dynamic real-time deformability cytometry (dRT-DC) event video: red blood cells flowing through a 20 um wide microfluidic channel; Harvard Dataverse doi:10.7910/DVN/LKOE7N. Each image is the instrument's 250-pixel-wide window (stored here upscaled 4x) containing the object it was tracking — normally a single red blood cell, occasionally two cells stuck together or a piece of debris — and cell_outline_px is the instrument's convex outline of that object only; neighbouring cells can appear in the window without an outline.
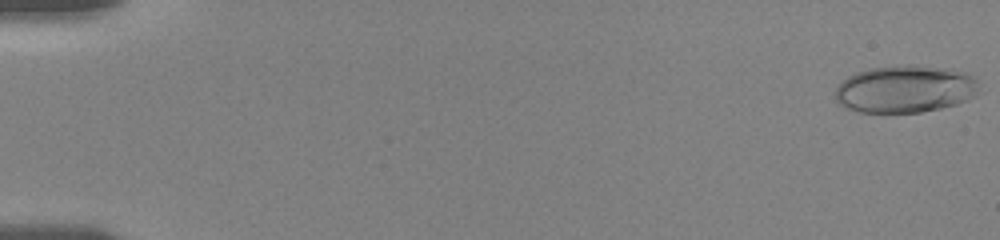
{"species": "human", "species_latin": "Homo sapiens", "temperature_condition": "room temperature", "stored_images_in_passage": 56, "camera_frame_rate_fps": 3000, "um_per_image_px": 0.085, "donor": {"sex": "female"}, "frame": {"image": 1, "passage_image": 1, "time_ms": 0.0, "image_size_px": [1000, 240], "cell_outline_px": [[976, 88], [972, 96], [968, 100], [956, 104], [940, 108], [920, 112], [860, 112], [848, 108], [840, 104], [836, 100], [836, 88], [848, 76], [856, 72], [872, 68], [908, 64], [916, 64], [952, 68], [964, 72], [972, 76], [976, 80]], "centroid_in_image_um": [76.93, 7.55], "position_along_channel_um": 8.1, "area_um2": 39.54}}
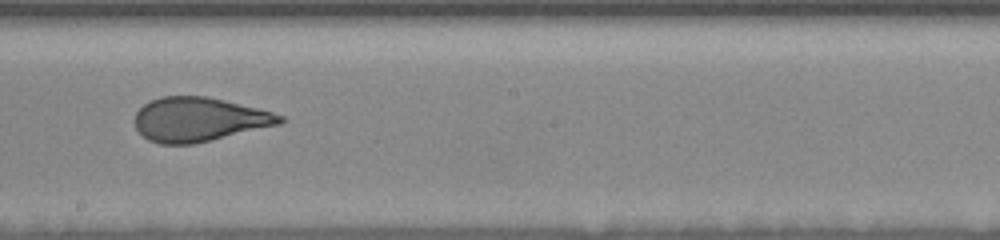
{"frame": {"image": 2, "passage_image": 33, "time_ms": 10.667, "image_size_px": [1000, 240], "cell_outline_px": [[284, 120], [280, 124], [192, 144], [160, 144], [148, 140], [136, 128], [136, 112], [144, 104], [160, 96], [204, 96], [224, 100], [272, 112], [284, 116]], "centroid_in_image_um": [16.89, 10.15], "position_along_channel_um": 231.3, "area_um2": 36.82}}
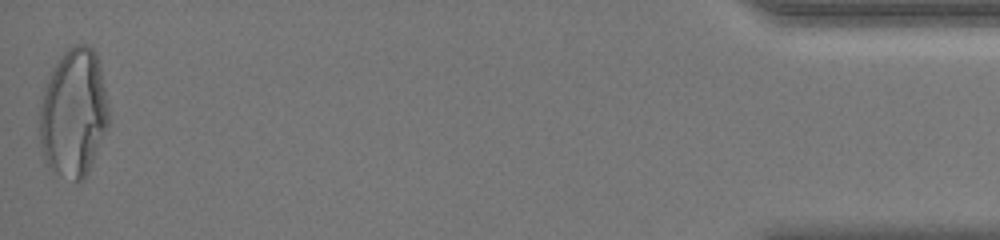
{"frame": {"image": 3, "passage_image": 56, "time_ms": 18.333, "image_size_px": [1000, 240], "cell_outline_px": [[108, 128], [84, 180], [76, 180], [44, 164], [40, 140], [40, 104], [48, 80], [60, 56], [72, 44], [88, 44], [96, 52], [100, 68], [108, 104]], "centroid_in_image_um": [6.27, 9.58], "position_along_channel_um": 428.9, "area_um2": 51.15}, "authors_computed_cell_mechanics": {"area_um2": 38.2925, "velocity_mm_per_s": 3.6337, "shape_relaxation_time_tau1_ms": 6.4006, "shape_relaxation_time_tau2_ms": 0.9272, "deformation_change_tau1": 0.2051, "deformation_change_tau2": 0.0764}}